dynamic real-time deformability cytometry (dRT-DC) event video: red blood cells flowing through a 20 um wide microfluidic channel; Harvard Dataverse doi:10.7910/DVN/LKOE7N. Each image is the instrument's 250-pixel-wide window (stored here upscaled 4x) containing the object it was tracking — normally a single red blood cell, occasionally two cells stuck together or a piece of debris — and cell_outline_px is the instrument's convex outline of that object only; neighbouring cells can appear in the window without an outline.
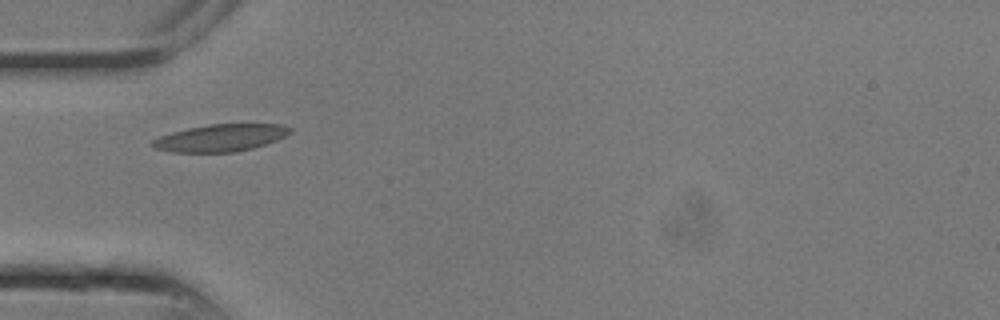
{"species": "common noctule bat (a hibernating species)", "species_latin": "Nyctalus noctula", "temperature_condition": "room temperature", "stored_images_in_passage": 2, "camera_frame_rate_fps": 3000, "um_per_image_px": 0.085, "animal": {"sex": "male", "body_mass_g": 13.3}, "frame": {"image": 1, "passage_image": 1, "time_ms": 0.0, "image_size_px": [1000, 320], "cell_outline_px": [[292, 132], [276, 140], [252, 148], [236, 152], [172, 152], [156, 148], [148, 144], [152, 140], [160, 136], [172, 132], [188, 128], [208, 124], [284, 124], [292, 128]], "centroid_in_image_um": [18.74, 11.71], "position_along_channel_um": 66.3, "area_um2": 21.79}}